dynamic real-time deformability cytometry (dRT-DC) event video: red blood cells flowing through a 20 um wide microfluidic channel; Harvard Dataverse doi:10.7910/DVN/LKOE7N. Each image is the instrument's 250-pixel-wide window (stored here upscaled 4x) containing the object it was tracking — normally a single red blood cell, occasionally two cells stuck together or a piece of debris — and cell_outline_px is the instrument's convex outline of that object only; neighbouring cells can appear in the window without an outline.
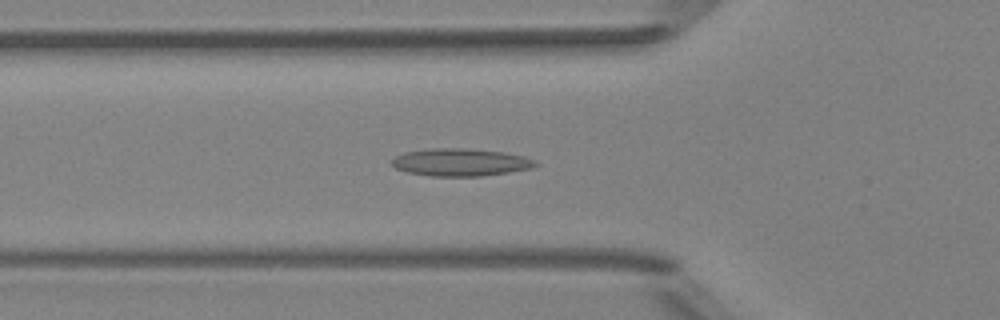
{"species": "Egyptian fruit bat (a non-hibernating species)", "species_latin": "Rousettus aegyptiacus", "temperature_condition": "room temperature", "stored_images_in_passage": 50, "camera_frame_rate_fps": 3000, "um_per_image_px": 0.085, "animal": {"sex": "female"}, "frame": {"image": 1, "passage_image": 17, "time_ms": 5.333, "image_size_px": [1000, 320], "cell_outline_px": [[540, 164], [532, 168], [508, 172], [480, 176], [432, 176], [408, 172], [396, 168], [392, 164], [392, 160], [396, 156], [404, 152], [428, 148], [464, 148], [504, 152], [524, 156], [536, 160]], "centroid_in_image_um": [39.17, 13.78], "position_along_channel_um": 86.6, "area_um2": 23.06}}
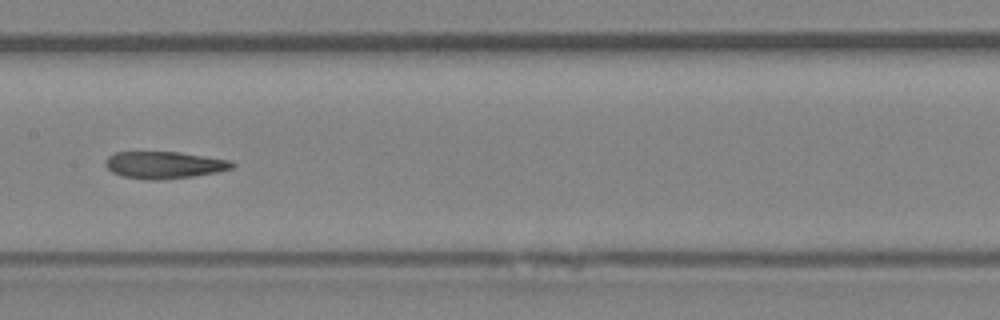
{"frame": {"image": 2, "passage_image": 25, "time_ms": 8.0, "image_size_px": [1000, 320], "cell_outline_px": [[236, 164], [232, 168], [216, 172], [192, 176], [152, 180], [148, 180], [120, 176], [112, 172], [104, 164], [104, 160], [108, 156], [116, 152], [180, 152], [232, 160]], "centroid_in_image_um": [13.94, 14.01], "position_along_channel_um": 193.5, "area_um2": 20.0}}
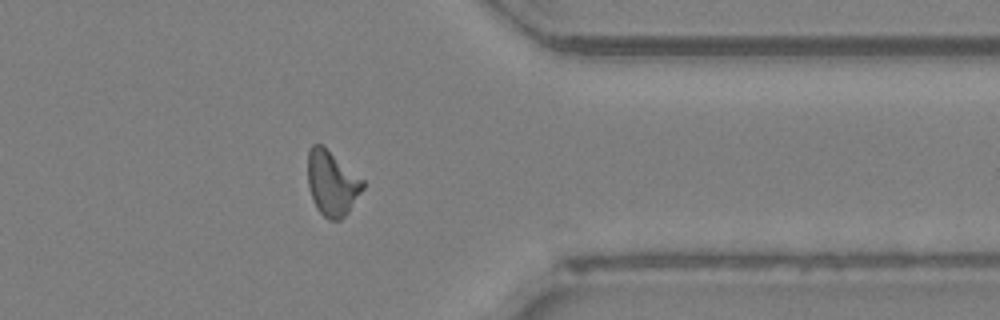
{"frame": {"image": 3, "passage_image": 40, "time_ms": 13.0, "image_size_px": [1000, 320], "cell_outline_px": [[364, 188], [348, 212], [340, 220], [328, 220], [316, 208], [312, 200], [308, 188], [308, 152], [312, 144], [320, 144], [364, 180]], "centroid_in_image_um": [28.2, 15.6], "position_along_channel_um": 383.2, "area_um2": 20.63}}